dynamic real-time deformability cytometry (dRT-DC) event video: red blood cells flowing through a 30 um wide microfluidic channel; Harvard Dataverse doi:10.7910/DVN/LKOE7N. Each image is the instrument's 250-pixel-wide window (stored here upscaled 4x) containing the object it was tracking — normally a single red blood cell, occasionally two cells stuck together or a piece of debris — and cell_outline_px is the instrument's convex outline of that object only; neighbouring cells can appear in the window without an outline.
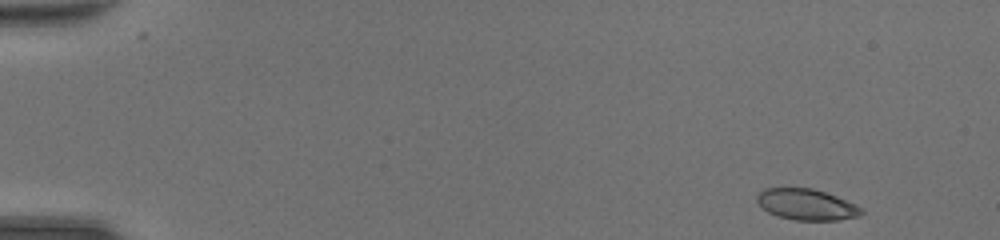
{"species": "common noctule bat (a hibernating species)", "species_latin": "Nyctalus noctula", "temperature_condition": "room temperature", "stored_images_in_passage": 44, "camera_frame_rate_fps": 3000, "um_per_image_px": 0.085, "animal": {"sex": "female", "body_mass_g": 20.0, "forearm_length_mm": 54.0}, "frame": {"image": 1, "passage_image": 1, "time_ms": 0.0, "image_size_px": [1000, 240], "cell_outline_px": [[864, 212], [860, 216], [836, 220], [796, 220], [780, 216], [768, 212], [756, 200], [756, 196], [764, 188], [812, 188], [836, 196], [856, 204]], "centroid_in_image_um": [68.56, 17.38], "position_along_channel_um": 16.4, "area_um2": 18.67}}
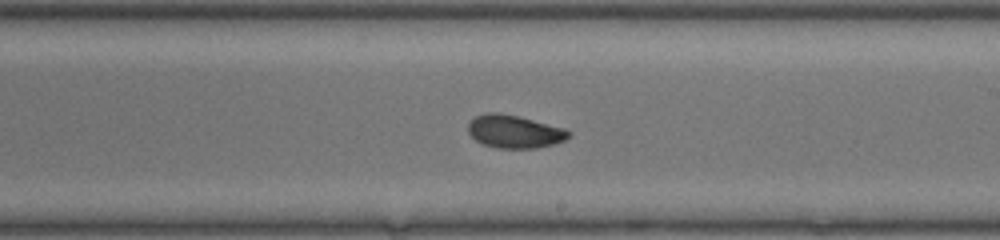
{"frame": {"image": 2, "passage_image": 26, "time_ms": 8.333, "image_size_px": [1000, 240], "cell_outline_px": [[572, 136], [556, 144], [536, 148], [496, 148], [484, 144], [476, 140], [468, 132], [468, 124], [476, 116], [484, 112], [500, 112], [520, 116], [564, 128], [572, 132]], "centroid_in_image_um": [43.76, 11.17], "position_along_channel_um": 245.2, "area_um2": 19.54}}
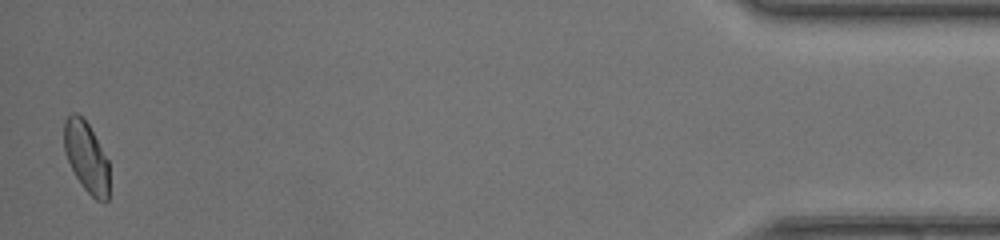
{"frame": {"image": 3, "passage_image": 44, "time_ms": 14.333, "image_size_px": [1000, 240], "cell_outline_px": [[108, 200], [104, 204], [96, 200], [84, 188], [76, 176], [64, 152], [64, 120], [68, 112], [76, 112], [88, 124], [108, 160]], "centroid_in_image_um": [7.33, 13.33], "position_along_channel_um": 427.9, "area_um2": 18.5}, "authors_computed_cell_mechanics": {"area_um2": 19.2763, "velocity_mm_per_s": 4.4232, "shape_relaxation_time_tau1_ms": 3.6411, "shape_relaxation_time_tau2_ms": 1.3361, "deformation_change_tau1": 0.1246, "deformation_change_tau2": 0.0587}}